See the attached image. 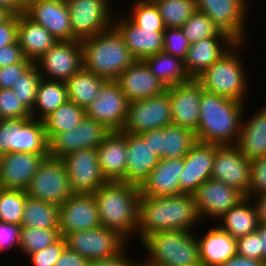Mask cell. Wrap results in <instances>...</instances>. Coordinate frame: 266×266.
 <instances>
[{
    "mask_svg": "<svg viewBox=\"0 0 266 266\" xmlns=\"http://www.w3.org/2000/svg\"><path fill=\"white\" fill-rule=\"evenodd\" d=\"M201 223L193 194L168 197L141 195L136 240L141 243L148 235L161 231H196Z\"/></svg>",
    "mask_w": 266,
    "mask_h": 266,
    "instance_id": "6da1fadb",
    "label": "cell"
},
{
    "mask_svg": "<svg viewBox=\"0 0 266 266\" xmlns=\"http://www.w3.org/2000/svg\"><path fill=\"white\" fill-rule=\"evenodd\" d=\"M102 227L119 232L130 243L139 221V185L107 181L94 193Z\"/></svg>",
    "mask_w": 266,
    "mask_h": 266,
    "instance_id": "7a4b0ae2",
    "label": "cell"
},
{
    "mask_svg": "<svg viewBox=\"0 0 266 266\" xmlns=\"http://www.w3.org/2000/svg\"><path fill=\"white\" fill-rule=\"evenodd\" d=\"M247 104L203 91L196 140L219 146L236 145Z\"/></svg>",
    "mask_w": 266,
    "mask_h": 266,
    "instance_id": "3957f363",
    "label": "cell"
},
{
    "mask_svg": "<svg viewBox=\"0 0 266 266\" xmlns=\"http://www.w3.org/2000/svg\"><path fill=\"white\" fill-rule=\"evenodd\" d=\"M248 44V42H237L196 78L204 91L247 103V96L251 93V90H248L251 85L249 79L251 72H248L249 67L243 62L246 58L243 56L245 54L243 50Z\"/></svg>",
    "mask_w": 266,
    "mask_h": 266,
    "instance_id": "277c9868",
    "label": "cell"
},
{
    "mask_svg": "<svg viewBox=\"0 0 266 266\" xmlns=\"http://www.w3.org/2000/svg\"><path fill=\"white\" fill-rule=\"evenodd\" d=\"M81 44L83 67L106 80H116L135 61L124 40L113 27L81 40Z\"/></svg>",
    "mask_w": 266,
    "mask_h": 266,
    "instance_id": "5b68a950",
    "label": "cell"
},
{
    "mask_svg": "<svg viewBox=\"0 0 266 266\" xmlns=\"http://www.w3.org/2000/svg\"><path fill=\"white\" fill-rule=\"evenodd\" d=\"M195 231L172 230L155 232L142 242L147 257L138 264L153 266H201Z\"/></svg>",
    "mask_w": 266,
    "mask_h": 266,
    "instance_id": "8992f818",
    "label": "cell"
},
{
    "mask_svg": "<svg viewBox=\"0 0 266 266\" xmlns=\"http://www.w3.org/2000/svg\"><path fill=\"white\" fill-rule=\"evenodd\" d=\"M16 152L49 153L43 121L32 117L0 119V156Z\"/></svg>",
    "mask_w": 266,
    "mask_h": 266,
    "instance_id": "52a82bcc",
    "label": "cell"
},
{
    "mask_svg": "<svg viewBox=\"0 0 266 266\" xmlns=\"http://www.w3.org/2000/svg\"><path fill=\"white\" fill-rule=\"evenodd\" d=\"M71 20L72 40H84L109 30L115 14L111 0H65Z\"/></svg>",
    "mask_w": 266,
    "mask_h": 266,
    "instance_id": "ba28073f",
    "label": "cell"
},
{
    "mask_svg": "<svg viewBox=\"0 0 266 266\" xmlns=\"http://www.w3.org/2000/svg\"><path fill=\"white\" fill-rule=\"evenodd\" d=\"M197 10L206 14L221 31L237 42L249 41V23L252 10L251 0H195ZM250 12V13H249ZM248 37V38H247Z\"/></svg>",
    "mask_w": 266,
    "mask_h": 266,
    "instance_id": "9c48e42d",
    "label": "cell"
},
{
    "mask_svg": "<svg viewBox=\"0 0 266 266\" xmlns=\"http://www.w3.org/2000/svg\"><path fill=\"white\" fill-rule=\"evenodd\" d=\"M25 192L30 198L61 206L73 194L64 161L47 157Z\"/></svg>",
    "mask_w": 266,
    "mask_h": 266,
    "instance_id": "30bf717a",
    "label": "cell"
},
{
    "mask_svg": "<svg viewBox=\"0 0 266 266\" xmlns=\"http://www.w3.org/2000/svg\"><path fill=\"white\" fill-rule=\"evenodd\" d=\"M64 238L66 247L89 261L112 257L130 243L119 232L102 226L68 233Z\"/></svg>",
    "mask_w": 266,
    "mask_h": 266,
    "instance_id": "8fae6325",
    "label": "cell"
},
{
    "mask_svg": "<svg viewBox=\"0 0 266 266\" xmlns=\"http://www.w3.org/2000/svg\"><path fill=\"white\" fill-rule=\"evenodd\" d=\"M35 64L42 78L66 82L83 68L81 41L58 40Z\"/></svg>",
    "mask_w": 266,
    "mask_h": 266,
    "instance_id": "7c38bea8",
    "label": "cell"
},
{
    "mask_svg": "<svg viewBox=\"0 0 266 266\" xmlns=\"http://www.w3.org/2000/svg\"><path fill=\"white\" fill-rule=\"evenodd\" d=\"M172 124L168 91L143 100L129 102L127 119L121 132L141 134Z\"/></svg>",
    "mask_w": 266,
    "mask_h": 266,
    "instance_id": "4fadbf2b",
    "label": "cell"
},
{
    "mask_svg": "<svg viewBox=\"0 0 266 266\" xmlns=\"http://www.w3.org/2000/svg\"><path fill=\"white\" fill-rule=\"evenodd\" d=\"M129 101L115 80H107L96 99L85 109L86 117L103 124L110 131H122Z\"/></svg>",
    "mask_w": 266,
    "mask_h": 266,
    "instance_id": "5bb4252c",
    "label": "cell"
},
{
    "mask_svg": "<svg viewBox=\"0 0 266 266\" xmlns=\"http://www.w3.org/2000/svg\"><path fill=\"white\" fill-rule=\"evenodd\" d=\"M110 132L100 122L85 116L73 130L56 133L49 140V157L62 159L77 150L96 149Z\"/></svg>",
    "mask_w": 266,
    "mask_h": 266,
    "instance_id": "9a60e30c",
    "label": "cell"
},
{
    "mask_svg": "<svg viewBox=\"0 0 266 266\" xmlns=\"http://www.w3.org/2000/svg\"><path fill=\"white\" fill-rule=\"evenodd\" d=\"M62 160L73 194H93L107 182L100 171L96 149L77 150Z\"/></svg>",
    "mask_w": 266,
    "mask_h": 266,
    "instance_id": "2e32d148",
    "label": "cell"
},
{
    "mask_svg": "<svg viewBox=\"0 0 266 266\" xmlns=\"http://www.w3.org/2000/svg\"><path fill=\"white\" fill-rule=\"evenodd\" d=\"M251 161L236 145L215 144L211 178L240 191L245 197L250 187Z\"/></svg>",
    "mask_w": 266,
    "mask_h": 266,
    "instance_id": "e0dca14e",
    "label": "cell"
},
{
    "mask_svg": "<svg viewBox=\"0 0 266 266\" xmlns=\"http://www.w3.org/2000/svg\"><path fill=\"white\" fill-rule=\"evenodd\" d=\"M193 195L202 227L203 220L216 222L245 198L237 189L212 178L203 182Z\"/></svg>",
    "mask_w": 266,
    "mask_h": 266,
    "instance_id": "ac0fdd59",
    "label": "cell"
},
{
    "mask_svg": "<svg viewBox=\"0 0 266 266\" xmlns=\"http://www.w3.org/2000/svg\"><path fill=\"white\" fill-rule=\"evenodd\" d=\"M172 110V124L196 133L200 118L201 83L197 79L167 87Z\"/></svg>",
    "mask_w": 266,
    "mask_h": 266,
    "instance_id": "d6986e66",
    "label": "cell"
},
{
    "mask_svg": "<svg viewBox=\"0 0 266 266\" xmlns=\"http://www.w3.org/2000/svg\"><path fill=\"white\" fill-rule=\"evenodd\" d=\"M115 11L112 27L119 33L135 60L163 51L165 29H144L132 23L122 12Z\"/></svg>",
    "mask_w": 266,
    "mask_h": 266,
    "instance_id": "ffe728a7",
    "label": "cell"
},
{
    "mask_svg": "<svg viewBox=\"0 0 266 266\" xmlns=\"http://www.w3.org/2000/svg\"><path fill=\"white\" fill-rule=\"evenodd\" d=\"M100 226L94 194H72L59 206V232L63 237Z\"/></svg>",
    "mask_w": 266,
    "mask_h": 266,
    "instance_id": "44dd1931",
    "label": "cell"
},
{
    "mask_svg": "<svg viewBox=\"0 0 266 266\" xmlns=\"http://www.w3.org/2000/svg\"><path fill=\"white\" fill-rule=\"evenodd\" d=\"M49 153H6L0 156V188L26 190Z\"/></svg>",
    "mask_w": 266,
    "mask_h": 266,
    "instance_id": "7402d4cb",
    "label": "cell"
},
{
    "mask_svg": "<svg viewBox=\"0 0 266 266\" xmlns=\"http://www.w3.org/2000/svg\"><path fill=\"white\" fill-rule=\"evenodd\" d=\"M23 12L58 40H72L71 20L65 0H30Z\"/></svg>",
    "mask_w": 266,
    "mask_h": 266,
    "instance_id": "603a6c76",
    "label": "cell"
},
{
    "mask_svg": "<svg viewBox=\"0 0 266 266\" xmlns=\"http://www.w3.org/2000/svg\"><path fill=\"white\" fill-rule=\"evenodd\" d=\"M139 135L160 159L184 158L197 142L194 132L175 124L146 131Z\"/></svg>",
    "mask_w": 266,
    "mask_h": 266,
    "instance_id": "cb8c5ba5",
    "label": "cell"
},
{
    "mask_svg": "<svg viewBox=\"0 0 266 266\" xmlns=\"http://www.w3.org/2000/svg\"><path fill=\"white\" fill-rule=\"evenodd\" d=\"M215 144L196 142L184 157L180 175V194H194L198 187L211 178Z\"/></svg>",
    "mask_w": 266,
    "mask_h": 266,
    "instance_id": "d4e9b609",
    "label": "cell"
},
{
    "mask_svg": "<svg viewBox=\"0 0 266 266\" xmlns=\"http://www.w3.org/2000/svg\"><path fill=\"white\" fill-rule=\"evenodd\" d=\"M115 81L129 102L147 99L166 91L165 85L143 60H135Z\"/></svg>",
    "mask_w": 266,
    "mask_h": 266,
    "instance_id": "484cf974",
    "label": "cell"
},
{
    "mask_svg": "<svg viewBox=\"0 0 266 266\" xmlns=\"http://www.w3.org/2000/svg\"><path fill=\"white\" fill-rule=\"evenodd\" d=\"M184 158L159 159L149 176L139 186L140 194L147 197L180 195V175Z\"/></svg>",
    "mask_w": 266,
    "mask_h": 266,
    "instance_id": "4316f807",
    "label": "cell"
},
{
    "mask_svg": "<svg viewBox=\"0 0 266 266\" xmlns=\"http://www.w3.org/2000/svg\"><path fill=\"white\" fill-rule=\"evenodd\" d=\"M236 43L232 37H210L192 43L183 60L185 71L196 79Z\"/></svg>",
    "mask_w": 266,
    "mask_h": 266,
    "instance_id": "83f0119b",
    "label": "cell"
},
{
    "mask_svg": "<svg viewBox=\"0 0 266 266\" xmlns=\"http://www.w3.org/2000/svg\"><path fill=\"white\" fill-rule=\"evenodd\" d=\"M256 111L244 109L241 130L236 146L249 161L266 156V102Z\"/></svg>",
    "mask_w": 266,
    "mask_h": 266,
    "instance_id": "f1b7e54d",
    "label": "cell"
},
{
    "mask_svg": "<svg viewBox=\"0 0 266 266\" xmlns=\"http://www.w3.org/2000/svg\"><path fill=\"white\" fill-rule=\"evenodd\" d=\"M210 227L203 234L196 229L201 266H218L237 254V240L215 223Z\"/></svg>",
    "mask_w": 266,
    "mask_h": 266,
    "instance_id": "f546056e",
    "label": "cell"
},
{
    "mask_svg": "<svg viewBox=\"0 0 266 266\" xmlns=\"http://www.w3.org/2000/svg\"><path fill=\"white\" fill-rule=\"evenodd\" d=\"M122 133L126 136L125 182L140 186L160 158L139 134Z\"/></svg>",
    "mask_w": 266,
    "mask_h": 266,
    "instance_id": "4dcf8cb0",
    "label": "cell"
},
{
    "mask_svg": "<svg viewBox=\"0 0 266 266\" xmlns=\"http://www.w3.org/2000/svg\"><path fill=\"white\" fill-rule=\"evenodd\" d=\"M96 151L100 171L106 181L125 182L126 136L121 131H111Z\"/></svg>",
    "mask_w": 266,
    "mask_h": 266,
    "instance_id": "1f68e13d",
    "label": "cell"
},
{
    "mask_svg": "<svg viewBox=\"0 0 266 266\" xmlns=\"http://www.w3.org/2000/svg\"><path fill=\"white\" fill-rule=\"evenodd\" d=\"M17 41L24 57L35 62L58 39L44 27L30 19L24 12L18 14Z\"/></svg>",
    "mask_w": 266,
    "mask_h": 266,
    "instance_id": "d6a6232c",
    "label": "cell"
},
{
    "mask_svg": "<svg viewBox=\"0 0 266 266\" xmlns=\"http://www.w3.org/2000/svg\"><path fill=\"white\" fill-rule=\"evenodd\" d=\"M214 223L237 240L256 232L259 220L252 199L245 197Z\"/></svg>",
    "mask_w": 266,
    "mask_h": 266,
    "instance_id": "836d02e7",
    "label": "cell"
},
{
    "mask_svg": "<svg viewBox=\"0 0 266 266\" xmlns=\"http://www.w3.org/2000/svg\"><path fill=\"white\" fill-rule=\"evenodd\" d=\"M143 61L166 88L189 82L192 79L185 71L182 59L163 51L149 56Z\"/></svg>",
    "mask_w": 266,
    "mask_h": 266,
    "instance_id": "e575fe53",
    "label": "cell"
},
{
    "mask_svg": "<svg viewBox=\"0 0 266 266\" xmlns=\"http://www.w3.org/2000/svg\"><path fill=\"white\" fill-rule=\"evenodd\" d=\"M106 81L83 67L65 82L68 100L86 109Z\"/></svg>",
    "mask_w": 266,
    "mask_h": 266,
    "instance_id": "d590c367",
    "label": "cell"
},
{
    "mask_svg": "<svg viewBox=\"0 0 266 266\" xmlns=\"http://www.w3.org/2000/svg\"><path fill=\"white\" fill-rule=\"evenodd\" d=\"M67 100L68 92L65 82L42 78L37 88L36 102L31 111V117L43 121Z\"/></svg>",
    "mask_w": 266,
    "mask_h": 266,
    "instance_id": "8d00e7d4",
    "label": "cell"
},
{
    "mask_svg": "<svg viewBox=\"0 0 266 266\" xmlns=\"http://www.w3.org/2000/svg\"><path fill=\"white\" fill-rule=\"evenodd\" d=\"M23 209L21 226L38 229L59 228L57 205L27 197Z\"/></svg>",
    "mask_w": 266,
    "mask_h": 266,
    "instance_id": "74e56055",
    "label": "cell"
},
{
    "mask_svg": "<svg viewBox=\"0 0 266 266\" xmlns=\"http://www.w3.org/2000/svg\"><path fill=\"white\" fill-rule=\"evenodd\" d=\"M85 109L70 100L57 108L44 120V127L48 141L56 134L73 130L85 118Z\"/></svg>",
    "mask_w": 266,
    "mask_h": 266,
    "instance_id": "f35d334b",
    "label": "cell"
},
{
    "mask_svg": "<svg viewBox=\"0 0 266 266\" xmlns=\"http://www.w3.org/2000/svg\"><path fill=\"white\" fill-rule=\"evenodd\" d=\"M159 10L166 28H181V26L196 11L195 0H152Z\"/></svg>",
    "mask_w": 266,
    "mask_h": 266,
    "instance_id": "ab89813d",
    "label": "cell"
},
{
    "mask_svg": "<svg viewBox=\"0 0 266 266\" xmlns=\"http://www.w3.org/2000/svg\"><path fill=\"white\" fill-rule=\"evenodd\" d=\"M131 6L122 12L139 28L166 29L159 10L152 0H133Z\"/></svg>",
    "mask_w": 266,
    "mask_h": 266,
    "instance_id": "60d3db41",
    "label": "cell"
},
{
    "mask_svg": "<svg viewBox=\"0 0 266 266\" xmlns=\"http://www.w3.org/2000/svg\"><path fill=\"white\" fill-rule=\"evenodd\" d=\"M61 237L59 228L38 229L21 227L19 252L27 257L52 245Z\"/></svg>",
    "mask_w": 266,
    "mask_h": 266,
    "instance_id": "b9f144b4",
    "label": "cell"
},
{
    "mask_svg": "<svg viewBox=\"0 0 266 266\" xmlns=\"http://www.w3.org/2000/svg\"><path fill=\"white\" fill-rule=\"evenodd\" d=\"M190 44L210 37H231L221 29L204 13L196 11L181 26Z\"/></svg>",
    "mask_w": 266,
    "mask_h": 266,
    "instance_id": "7bdbcfd3",
    "label": "cell"
},
{
    "mask_svg": "<svg viewBox=\"0 0 266 266\" xmlns=\"http://www.w3.org/2000/svg\"><path fill=\"white\" fill-rule=\"evenodd\" d=\"M27 197L24 190L0 188V222L22 225Z\"/></svg>",
    "mask_w": 266,
    "mask_h": 266,
    "instance_id": "ee69618b",
    "label": "cell"
},
{
    "mask_svg": "<svg viewBox=\"0 0 266 266\" xmlns=\"http://www.w3.org/2000/svg\"><path fill=\"white\" fill-rule=\"evenodd\" d=\"M42 76L39 73L38 67L33 62L14 83L12 90L24 106L31 112L36 102V93Z\"/></svg>",
    "mask_w": 266,
    "mask_h": 266,
    "instance_id": "f6af8a7d",
    "label": "cell"
},
{
    "mask_svg": "<svg viewBox=\"0 0 266 266\" xmlns=\"http://www.w3.org/2000/svg\"><path fill=\"white\" fill-rule=\"evenodd\" d=\"M31 117V112L12 89H0V119Z\"/></svg>",
    "mask_w": 266,
    "mask_h": 266,
    "instance_id": "bcb514c9",
    "label": "cell"
},
{
    "mask_svg": "<svg viewBox=\"0 0 266 266\" xmlns=\"http://www.w3.org/2000/svg\"><path fill=\"white\" fill-rule=\"evenodd\" d=\"M190 45L181 28H166L164 30L163 52L184 60Z\"/></svg>",
    "mask_w": 266,
    "mask_h": 266,
    "instance_id": "7dc6e473",
    "label": "cell"
},
{
    "mask_svg": "<svg viewBox=\"0 0 266 266\" xmlns=\"http://www.w3.org/2000/svg\"><path fill=\"white\" fill-rule=\"evenodd\" d=\"M66 248V240L61 236L56 242L47 248L29 254L26 259L32 266H54Z\"/></svg>",
    "mask_w": 266,
    "mask_h": 266,
    "instance_id": "c3c4849f",
    "label": "cell"
},
{
    "mask_svg": "<svg viewBox=\"0 0 266 266\" xmlns=\"http://www.w3.org/2000/svg\"><path fill=\"white\" fill-rule=\"evenodd\" d=\"M266 192V156L251 161L250 187L247 198Z\"/></svg>",
    "mask_w": 266,
    "mask_h": 266,
    "instance_id": "681fc988",
    "label": "cell"
},
{
    "mask_svg": "<svg viewBox=\"0 0 266 266\" xmlns=\"http://www.w3.org/2000/svg\"><path fill=\"white\" fill-rule=\"evenodd\" d=\"M21 227V225L0 222V256L8 250L15 249L19 252Z\"/></svg>",
    "mask_w": 266,
    "mask_h": 266,
    "instance_id": "f907efd6",
    "label": "cell"
},
{
    "mask_svg": "<svg viewBox=\"0 0 266 266\" xmlns=\"http://www.w3.org/2000/svg\"><path fill=\"white\" fill-rule=\"evenodd\" d=\"M33 62L25 58L22 62L0 67V89H12L14 83L19 79L22 74Z\"/></svg>",
    "mask_w": 266,
    "mask_h": 266,
    "instance_id": "816d5d0a",
    "label": "cell"
},
{
    "mask_svg": "<svg viewBox=\"0 0 266 266\" xmlns=\"http://www.w3.org/2000/svg\"><path fill=\"white\" fill-rule=\"evenodd\" d=\"M260 236L257 232L237 239V254L260 260Z\"/></svg>",
    "mask_w": 266,
    "mask_h": 266,
    "instance_id": "f5cc1de1",
    "label": "cell"
},
{
    "mask_svg": "<svg viewBox=\"0 0 266 266\" xmlns=\"http://www.w3.org/2000/svg\"><path fill=\"white\" fill-rule=\"evenodd\" d=\"M127 248H131L130 244L121 253L109 258L89 261L87 266H138L139 259L138 261L132 259L129 253L126 252Z\"/></svg>",
    "mask_w": 266,
    "mask_h": 266,
    "instance_id": "db71d44e",
    "label": "cell"
},
{
    "mask_svg": "<svg viewBox=\"0 0 266 266\" xmlns=\"http://www.w3.org/2000/svg\"><path fill=\"white\" fill-rule=\"evenodd\" d=\"M24 59L22 48L19 46L17 40L14 43L0 48V67L19 63Z\"/></svg>",
    "mask_w": 266,
    "mask_h": 266,
    "instance_id": "11a10c76",
    "label": "cell"
},
{
    "mask_svg": "<svg viewBox=\"0 0 266 266\" xmlns=\"http://www.w3.org/2000/svg\"><path fill=\"white\" fill-rule=\"evenodd\" d=\"M18 14H13L7 21L0 24V48L17 40Z\"/></svg>",
    "mask_w": 266,
    "mask_h": 266,
    "instance_id": "9f6ffc18",
    "label": "cell"
},
{
    "mask_svg": "<svg viewBox=\"0 0 266 266\" xmlns=\"http://www.w3.org/2000/svg\"><path fill=\"white\" fill-rule=\"evenodd\" d=\"M88 263V259L66 247L54 266H87Z\"/></svg>",
    "mask_w": 266,
    "mask_h": 266,
    "instance_id": "6f0895ef",
    "label": "cell"
},
{
    "mask_svg": "<svg viewBox=\"0 0 266 266\" xmlns=\"http://www.w3.org/2000/svg\"><path fill=\"white\" fill-rule=\"evenodd\" d=\"M262 260L244 257L236 254L218 266H261Z\"/></svg>",
    "mask_w": 266,
    "mask_h": 266,
    "instance_id": "680465c9",
    "label": "cell"
},
{
    "mask_svg": "<svg viewBox=\"0 0 266 266\" xmlns=\"http://www.w3.org/2000/svg\"><path fill=\"white\" fill-rule=\"evenodd\" d=\"M251 199L255 205L259 222L266 223V192Z\"/></svg>",
    "mask_w": 266,
    "mask_h": 266,
    "instance_id": "91938a15",
    "label": "cell"
},
{
    "mask_svg": "<svg viewBox=\"0 0 266 266\" xmlns=\"http://www.w3.org/2000/svg\"><path fill=\"white\" fill-rule=\"evenodd\" d=\"M260 236V260L266 261V223L259 222L257 231Z\"/></svg>",
    "mask_w": 266,
    "mask_h": 266,
    "instance_id": "94428289",
    "label": "cell"
},
{
    "mask_svg": "<svg viewBox=\"0 0 266 266\" xmlns=\"http://www.w3.org/2000/svg\"><path fill=\"white\" fill-rule=\"evenodd\" d=\"M0 7L7 9L12 14H19L24 10V6L18 0H0Z\"/></svg>",
    "mask_w": 266,
    "mask_h": 266,
    "instance_id": "6125c7cd",
    "label": "cell"
},
{
    "mask_svg": "<svg viewBox=\"0 0 266 266\" xmlns=\"http://www.w3.org/2000/svg\"><path fill=\"white\" fill-rule=\"evenodd\" d=\"M13 14L5 8L0 7V24L7 21Z\"/></svg>",
    "mask_w": 266,
    "mask_h": 266,
    "instance_id": "be15d7a7",
    "label": "cell"
},
{
    "mask_svg": "<svg viewBox=\"0 0 266 266\" xmlns=\"http://www.w3.org/2000/svg\"><path fill=\"white\" fill-rule=\"evenodd\" d=\"M23 6H25L30 0H18Z\"/></svg>",
    "mask_w": 266,
    "mask_h": 266,
    "instance_id": "e7e4bbea",
    "label": "cell"
},
{
    "mask_svg": "<svg viewBox=\"0 0 266 266\" xmlns=\"http://www.w3.org/2000/svg\"><path fill=\"white\" fill-rule=\"evenodd\" d=\"M138 266H153L151 264H138Z\"/></svg>",
    "mask_w": 266,
    "mask_h": 266,
    "instance_id": "03108f58",
    "label": "cell"
},
{
    "mask_svg": "<svg viewBox=\"0 0 266 266\" xmlns=\"http://www.w3.org/2000/svg\"><path fill=\"white\" fill-rule=\"evenodd\" d=\"M261 266H266V261H263Z\"/></svg>",
    "mask_w": 266,
    "mask_h": 266,
    "instance_id": "003e7915",
    "label": "cell"
}]
</instances>
